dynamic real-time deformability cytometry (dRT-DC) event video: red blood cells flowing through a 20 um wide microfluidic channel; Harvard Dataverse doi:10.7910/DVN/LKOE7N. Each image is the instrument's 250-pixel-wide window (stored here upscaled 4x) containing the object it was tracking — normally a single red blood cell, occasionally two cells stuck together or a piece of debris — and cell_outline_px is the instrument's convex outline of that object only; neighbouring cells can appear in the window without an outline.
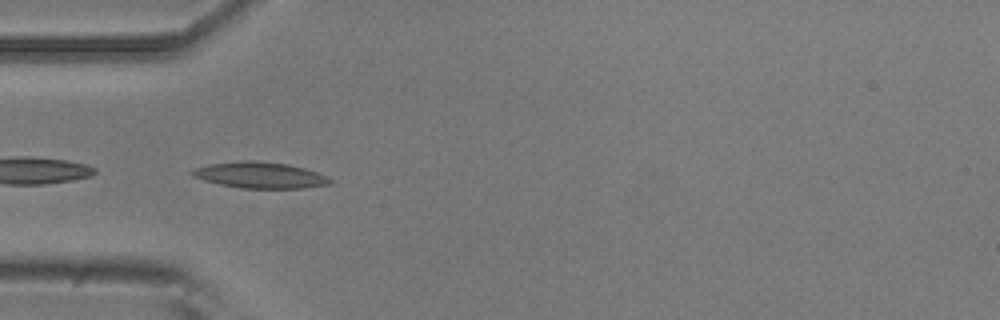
{"species": "common noctule bat (a hibernating species)", "species_latin": "Nyctalus noctula", "temperature_condition": "room temperature", "stored_images_in_passage": 53, "camera_frame_rate_fps": 3000, "um_per_image_px": 0.085, "animal": {"sex": "male", "body_mass_g": 20.5, "forearm_length_mm": 52.5}, "frame": {"image": 1, "passage_image": 16, "time_ms": 5.0, "image_size_px": [1000, 320], "cell_outline_px": [[332, 184], [304, 188], [240, 188], [220, 184], [204, 180], [192, 176], [188, 172], [192, 168], [208, 164], [240, 160], [256, 160], [288, 164], [304, 168], [328, 176], [332, 180]], "centroid_in_image_um": [22.07, 14.88], "position_along_channel_um": 62.9, "area_um2": 21.27}}
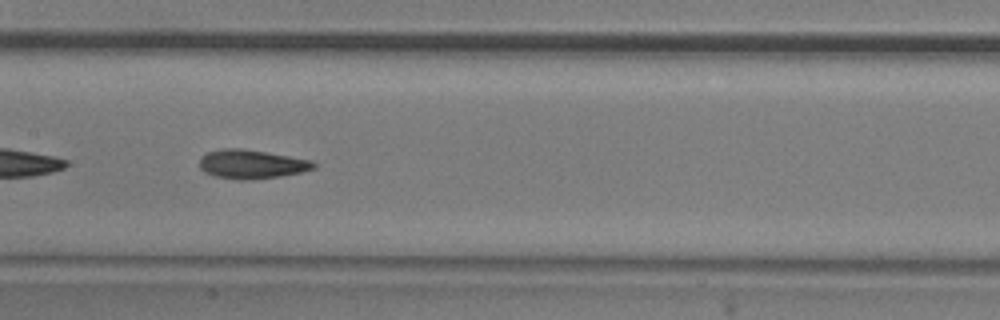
{"frame": {"image": 2, "passage_image": 26, "time_ms": 8.333, "image_size_px": [1000, 320], "cell_outline_px": [[316, 168], [300, 172], [280, 176], [252, 180], [236, 180], [212, 176], [204, 172], [200, 168], [200, 156], [208, 152], [224, 148], [240, 148], [312, 160], [316, 164]], "centroid_in_image_um": [21.35, 13.97], "position_along_channel_um": 186.1, "area_um2": 19.31}}
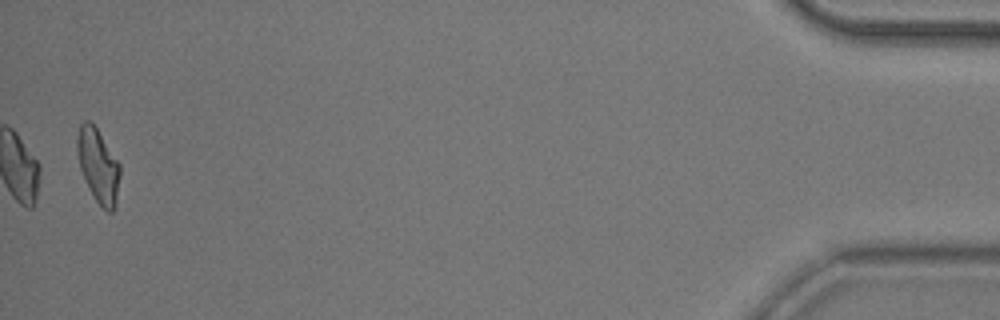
{"frame": {"image": 3, "passage_image": 53, "time_ms": 17.333, "image_size_px": [1000, 320], "cell_outline_px": [[120, 176], [116, 204], [112, 212], [108, 212], [96, 200], [88, 188], [80, 168], [76, 148], [76, 136], [80, 124], [84, 120], [88, 120], [96, 128], [120, 164]], "centroid_in_image_um": [8.33, 14.07], "position_along_channel_um": 426.9, "area_um2": 18.32}, "authors_computed_cell_mechanics": {"area_um2": 18.785, "velocity_mm_per_s": 3.6914, "shape_relaxation_time_tau1_ms": 6.4026, "shape_relaxation_time_tau2_ms": 3.5371, "deformation_change_tau1": 0.1761, "deformation_change_tau2": 0.1134}}